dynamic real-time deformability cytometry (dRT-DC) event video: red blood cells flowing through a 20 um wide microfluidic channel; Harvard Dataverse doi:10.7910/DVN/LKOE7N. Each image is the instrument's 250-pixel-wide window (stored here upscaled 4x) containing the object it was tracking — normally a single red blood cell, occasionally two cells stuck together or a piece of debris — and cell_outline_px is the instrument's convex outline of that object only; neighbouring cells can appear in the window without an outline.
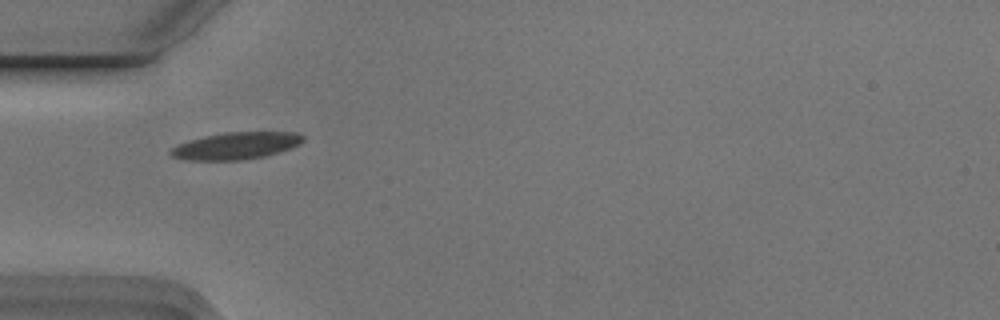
{"species": "Egyptian fruit bat (a non-hibernating species)", "species_latin": "Rousettus aegyptiacus", "temperature_condition": "cold", "stored_images_in_passage": 3, "camera_frame_rate_fps": 3000, "um_per_image_px": 0.085, "animal": {"sex": "male"}, "frame": {"image": 1, "passage_image": 2, "time_ms": 0.333, "image_size_px": [1000, 320], "cell_outline_px": [[304, 140], [300, 144], [264, 156], [240, 160], [192, 160], [172, 156], [168, 152], [168, 148], [176, 144], [188, 140], [204, 136], [224, 132], [296, 132], [304, 136]], "centroid_in_image_um": [20.0, 12.38], "position_along_channel_um": 65.0, "area_um2": 20.81}}
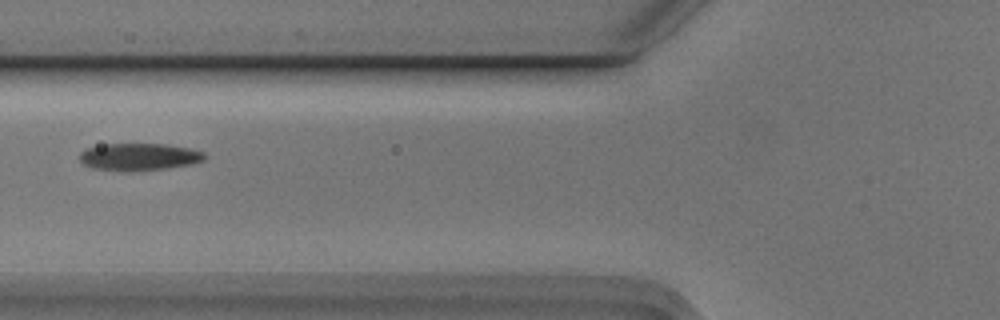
{"frame": {"image": 2, "passage_image": 3, "time_ms": 0.667, "image_size_px": [1000, 320], "cell_outline_px": [[208, 156], [204, 160], [192, 164], [168, 168], [132, 172], [124, 172], [92, 168], [84, 164], [80, 160], [80, 152], [84, 148], [104, 144], [164, 144], [188, 148], [204, 152]], "centroid_in_image_um": [11.81, 13.34], "position_along_channel_um": 114.0, "area_um2": 20.17}}